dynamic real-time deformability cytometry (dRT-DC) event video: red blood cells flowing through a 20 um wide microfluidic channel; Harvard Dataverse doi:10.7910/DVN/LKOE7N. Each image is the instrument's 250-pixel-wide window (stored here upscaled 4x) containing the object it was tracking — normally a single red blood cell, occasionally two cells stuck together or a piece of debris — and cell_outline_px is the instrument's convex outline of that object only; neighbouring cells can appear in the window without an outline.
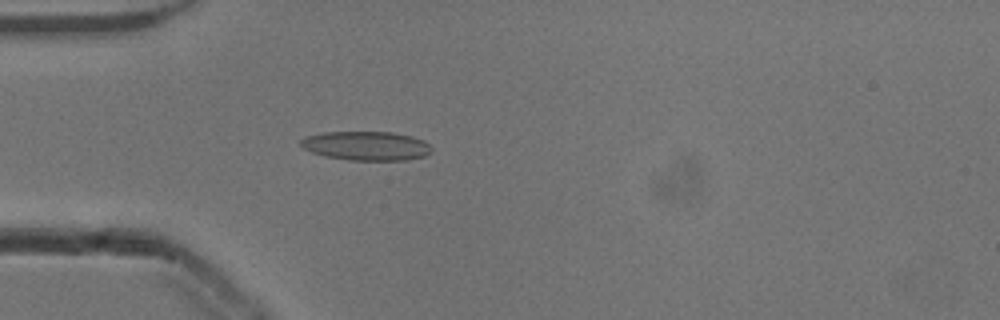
{"species": "common noctule bat (a hibernating species)", "species_latin": "Nyctalus noctula", "temperature_condition": "cold", "stored_images_in_passage": 51, "camera_frame_rate_fps": 3000, "um_per_image_px": 0.085, "animal": {"sex": "male", "body_mass_g": 13.3}, "frame": {"image": 1, "passage_image": 13, "time_ms": 4.0, "image_size_px": [1000, 320], "cell_outline_px": [[432, 152], [424, 156], [408, 160], [348, 160], [324, 156], [312, 152], [304, 148], [300, 144], [300, 140], [304, 136], [324, 132], [392, 132], [412, 136], [424, 140], [432, 148]], "centroid_in_image_um": [31.14, 12.39], "position_along_channel_um": 53.9, "area_um2": 22.31}}
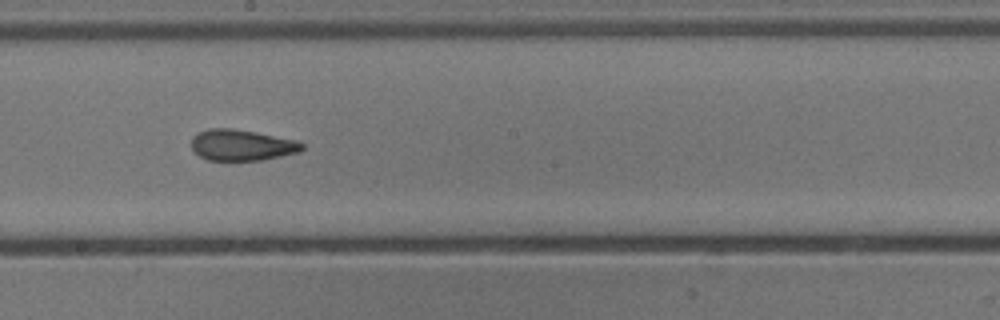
{"frame": {"image": 2, "passage_image": 27, "time_ms": 8.667, "image_size_px": [1000, 320], "cell_outline_px": [[304, 148], [300, 152], [264, 160], [208, 160], [200, 156], [192, 148], [192, 136], [208, 128], [232, 128], [256, 132], [296, 140], [304, 144]], "centroid_in_image_um": [20.58, 12.33], "position_along_channel_um": 227.6, "area_um2": 20.06}}
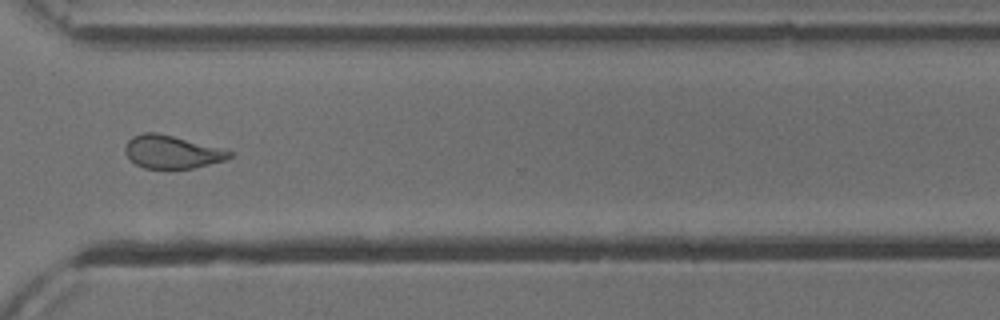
{"frame": {"image": 3, "passage_image": 37, "time_ms": 12.0, "image_size_px": [1000, 320], "cell_outline_px": [[232, 156], [224, 160], [192, 168], [144, 168], [136, 164], [124, 152], [124, 148], [128, 140], [132, 136], [144, 132], [156, 132], [220, 148], [232, 152]], "centroid_in_image_um": [14.56, 12.91], "position_along_channel_um": 356.0, "area_um2": 19.65}, "authors_computed_cell_mechanics": {"area_um2": 20.8658, "velocity_mm_per_s": 3.8662, "shape_relaxation_time_tau1_ms": 9.5136, "shape_relaxation_time_tau2_ms": 2.1012, "deformation_change_tau1": 0.2042, "deformation_change_tau2": 0.1007}}